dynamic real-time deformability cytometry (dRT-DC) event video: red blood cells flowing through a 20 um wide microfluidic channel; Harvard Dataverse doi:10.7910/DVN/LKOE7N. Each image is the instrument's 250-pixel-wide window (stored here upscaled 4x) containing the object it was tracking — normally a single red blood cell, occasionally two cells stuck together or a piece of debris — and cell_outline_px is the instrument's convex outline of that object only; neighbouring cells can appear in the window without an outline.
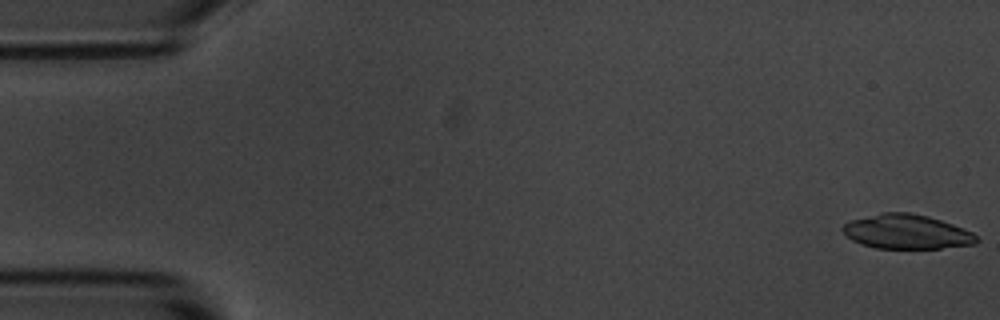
{"species": "common noctule bat (a hibernating species)", "species_latin": "Nyctalus noctula", "temperature_condition": "room temperature", "stored_images_in_passage": 7, "camera_frame_rate_fps": 3000, "um_per_image_px": 0.085, "animal": {"sex": "male", "body_mass_g": 20.1, "forearm_length_mm": 53.5}, "frame": {"image": 1, "passage_image": 1, "time_ms": 0.0, "image_size_px": [1000, 320], "cell_outline_px": [[980, 240], [976, 244], [940, 248], [876, 248], [860, 244], [852, 240], [840, 228], [844, 224], [852, 220], [884, 212], [908, 212], [928, 216], [952, 224], [972, 232]], "centroid_in_image_um": [77.07, 19.7], "position_along_channel_um": 7.9, "area_um2": 26.65}}
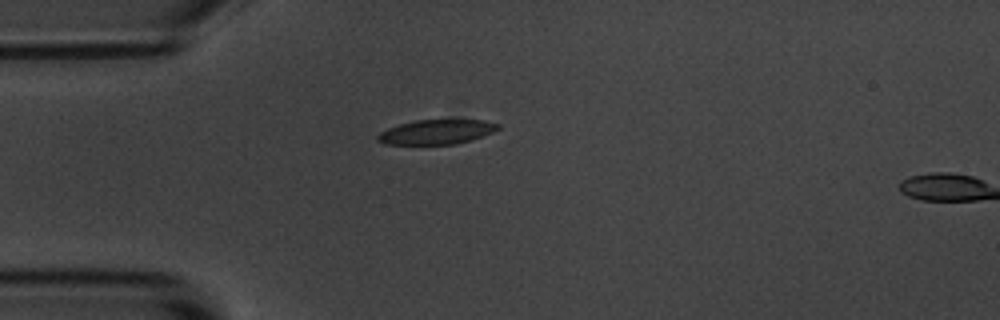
{"frame": {"image": 2, "passage_image": 6, "time_ms": 6.667, "image_size_px": [1000, 320], "cell_outline_px": [[500, 128], [492, 132], [456, 144], [384, 144], [376, 140], [376, 136], [380, 132], [388, 128], [400, 124], [416, 120], [484, 120], [500, 124]], "centroid_in_image_um": [37.07, 11.21], "position_along_channel_um": 47.9, "area_um2": 17.05}}